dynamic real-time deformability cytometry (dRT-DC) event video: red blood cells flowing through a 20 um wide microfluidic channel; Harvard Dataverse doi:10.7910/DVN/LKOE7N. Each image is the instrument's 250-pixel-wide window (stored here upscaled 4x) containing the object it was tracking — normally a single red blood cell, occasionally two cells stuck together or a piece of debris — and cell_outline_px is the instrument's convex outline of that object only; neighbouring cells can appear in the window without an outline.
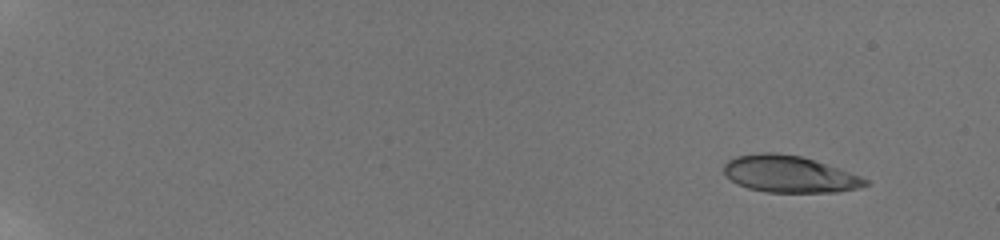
{"species": "human", "species_latin": "Homo sapiens", "temperature_condition": "room temperature", "stored_images_in_passage": 90, "camera_frame_rate_fps": 3000, "um_per_image_px": 0.085, "donor": {"sex": "male"}, "frame": {"image": 1, "passage_image": 11, "time_ms": 1.667, "image_size_px": [1000, 240], "cell_outline_px": [[872, 184], [860, 188], [840, 192], [768, 192], [748, 188], [736, 184], [724, 176], [724, 164], [728, 160], [736, 156], [760, 152], [776, 152], [800, 156], [840, 168], [860, 176], [868, 180]], "centroid_in_image_um": [67.1, 14.8], "position_along_channel_um": 17.9, "area_um2": 30.63}}
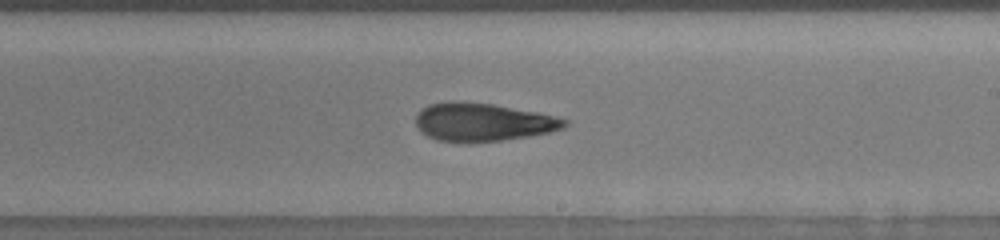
{"frame": {"image": 2, "passage_image": 63, "time_ms": 12.667, "image_size_px": [1000, 240], "cell_outline_px": [[568, 124], [564, 128], [552, 132], [528, 136], [500, 140], [436, 140], [420, 132], [416, 124], [416, 112], [428, 104], [448, 100], [460, 100], [492, 104], [536, 112], [556, 116], [568, 120]], "centroid_in_image_um": [41.02, 10.33], "position_along_channel_um": 248.0, "area_um2": 32.83}}
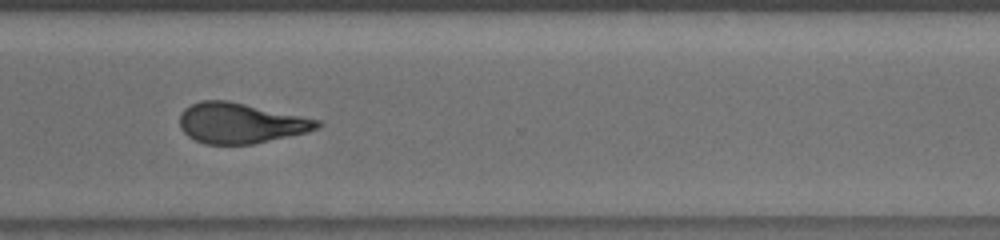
{"frame": {"image": 3, "passage_image": 72, "time_ms": 15.333, "image_size_px": [1000, 240], "cell_outline_px": [[324, 124], [308, 132], [252, 144], [204, 144], [188, 136], [180, 128], [180, 116], [184, 108], [200, 100], [224, 100], [244, 104], [320, 120]], "centroid_in_image_um": [20.42, 10.47], "position_along_channel_um": 350.2, "area_um2": 32.02}, "authors_computed_cell_mechanics": {"area_um2": 31.79, "velocity_mm_per_s": 3.835, "shape_relaxation_time_tau1_ms": 9.9326, "shape_relaxation_time_tau2_ms": 2.818, "deformation_change_tau1": 0.2827, "deformation_change_tau2": 0.1181}}